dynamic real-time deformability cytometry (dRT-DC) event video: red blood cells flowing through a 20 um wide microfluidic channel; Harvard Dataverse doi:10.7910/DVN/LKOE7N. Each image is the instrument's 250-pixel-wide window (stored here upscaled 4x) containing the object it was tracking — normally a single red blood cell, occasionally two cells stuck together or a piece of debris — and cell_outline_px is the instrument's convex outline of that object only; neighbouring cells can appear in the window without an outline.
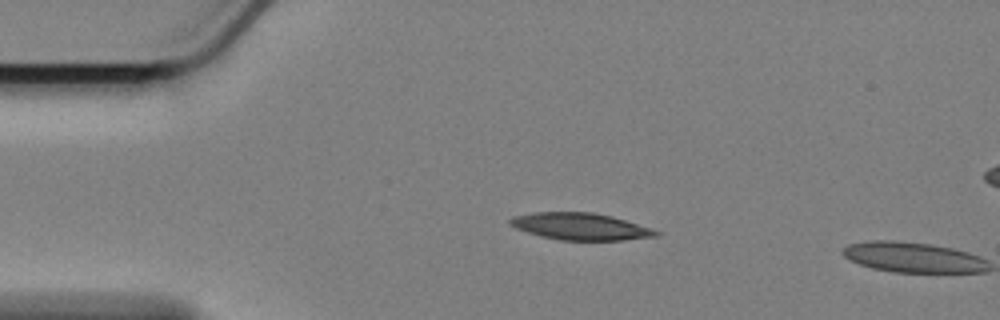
{"species": "Egyptian fruit bat (a non-hibernating species)", "species_latin": "Rousettus aegyptiacus", "temperature_condition": "cold", "stored_images_in_passage": 2, "camera_frame_rate_fps": 3000, "um_per_image_px": 0.085, "animal": {"sex": "female"}, "frame": {"image": 1, "passage_image": 1, "time_ms": 0.0, "image_size_px": [1000, 320], "cell_outline_px": [[660, 232], [656, 236], [624, 240], [560, 240], [540, 236], [516, 228], [508, 224], [508, 220], [512, 216], [532, 212], [592, 212], [612, 216], [652, 228]], "centroid_in_image_um": [49.3, 19.24], "position_along_channel_um": 35.7, "area_um2": 22.95}}